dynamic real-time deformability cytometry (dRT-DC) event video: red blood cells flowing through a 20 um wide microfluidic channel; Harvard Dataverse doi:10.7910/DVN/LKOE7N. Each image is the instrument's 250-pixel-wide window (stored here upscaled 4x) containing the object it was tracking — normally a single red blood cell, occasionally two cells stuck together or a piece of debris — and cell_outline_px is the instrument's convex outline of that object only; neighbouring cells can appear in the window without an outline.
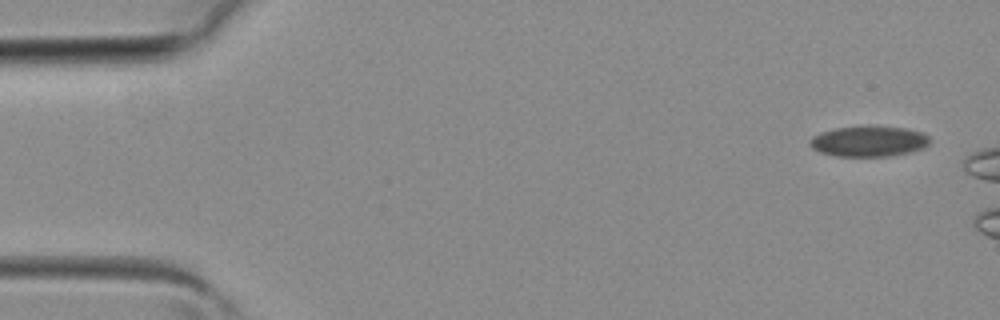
{"species": "common noctule bat (a hibernating species)", "species_latin": "Nyctalus noctula", "temperature_condition": "room temperature", "stored_images_in_passage": 5, "camera_frame_rate_fps": 3000, "um_per_image_px": 0.085, "animal": {"sex": "female", "body_mass_g": 19.3, "forearm_length_mm": 54.1}, "frame": {"image": 1, "passage_image": 1, "time_ms": 0.0, "image_size_px": [1000, 320], "cell_outline_px": [[928, 144], [924, 148], [892, 156], [836, 156], [820, 152], [812, 148], [808, 144], [808, 140], [812, 136], [820, 132], [836, 128], [872, 124], [904, 128], [924, 132], [928, 136]], "centroid_in_image_um": [73.82, 11.98], "position_along_channel_um": 11.2, "area_um2": 21.85}}